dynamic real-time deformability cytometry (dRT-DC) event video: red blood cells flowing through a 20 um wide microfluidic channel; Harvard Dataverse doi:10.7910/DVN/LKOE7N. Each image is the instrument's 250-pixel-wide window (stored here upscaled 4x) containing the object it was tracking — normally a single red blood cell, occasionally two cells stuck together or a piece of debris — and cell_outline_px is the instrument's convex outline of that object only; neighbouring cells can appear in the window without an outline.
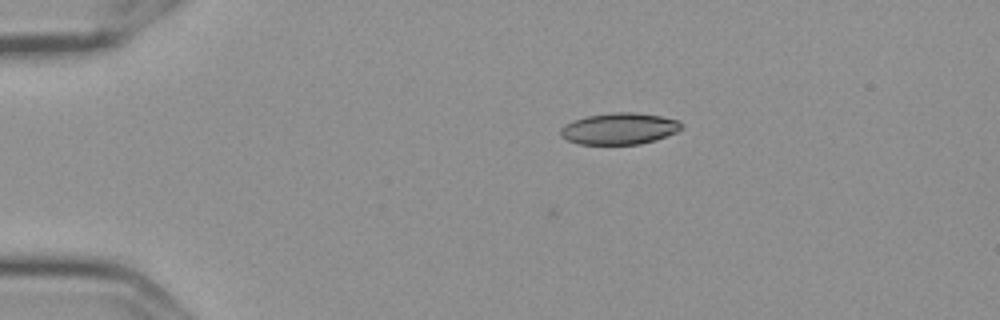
{"species": "Egyptian fruit bat (a non-hibernating species)", "species_latin": "Rousettus aegyptiacus", "temperature_condition": "cold", "stored_images_in_passage": 4, "camera_frame_rate_fps": 3000, "um_per_image_px": 0.085, "frame": {"image": 1, "passage_image": 4, "time_ms": 1.0, "image_size_px": [1000, 320], "cell_outline_px": [[684, 124], [676, 132], [656, 140], [640, 144], [580, 144], [568, 140], [560, 136], [560, 128], [564, 124], [572, 120], [588, 116], [612, 112], [636, 112], [660, 116], [680, 120]], "centroid_in_image_um": [52.64, 10.93], "position_along_channel_um": 32.4, "area_um2": 22.31}}